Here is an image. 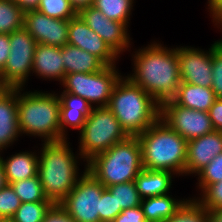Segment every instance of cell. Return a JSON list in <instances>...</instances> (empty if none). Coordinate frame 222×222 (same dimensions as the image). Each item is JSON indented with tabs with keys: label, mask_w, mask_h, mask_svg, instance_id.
I'll use <instances>...</instances> for the list:
<instances>
[{
	"label": "cell",
	"mask_w": 222,
	"mask_h": 222,
	"mask_svg": "<svg viewBox=\"0 0 222 222\" xmlns=\"http://www.w3.org/2000/svg\"><path fill=\"white\" fill-rule=\"evenodd\" d=\"M134 74L127 76L150 94L160 105L171 100L181 82L178 47L167 49L153 43L134 55Z\"/></svg>",
	"instance_id": "1"
},
{
	"label": "cell",
	"mask_w": 222,
	"mask_h": 222,
	"mask_svg": "<svg viewBox=\"0 0 222 222\" xmlns=\"http://www.w3.org/2000/svg\"><path fill=\"white\" fill-rule=\"evenodd\" d=\"M137 138L143 168L185 174L187 141L160 117Z\"/></svg>",
	"instance_id": "2"
},
{
	"label": "cell",
	"mask_w": 222,
	"mask_h": 222,
	"mask_svg": "<svg viewBox=\"0 0 222 222\" xmlns=\"http://www.w3.org/2000/svg\"><path fill=\"white\" fill-rule=\"evenodd\" d=\"M107 107L129 136H138L160 117V104L127 76L114 86Z\"/></svg>",
	"instance_id": "3"
},
{
	"label": "cell",
	"mask_w": 222,
	"mask_h": 222,
	"mask_svg": "<svg viewBox=\"0 0 222 222\" xmlns=\"http://www.w3.org/2000/svg\"><path fill=\"white\" fill-rule=\"evenodd\" d=\"M41 156H38V177L43 192L53 204H60L75 187L79 173L67 139L44 142Z\"/></svg>",
	"instance_id": "4"
},
{
	"label": "cell",
	"mask_w": 222,
	"mask_h": 222,
	"mask_svg": "<svg viewBox=\"0 0 222 222\" xmlns=\"http://www.w3.org/2000/svg\"><path fill=\"white\" fill-rule=\"evenodd\" d=\"M17 88L18 125L20 133L40 136L44 142L62 141L60 127V100L56 94L26 92Z\"/></svg>",
	"instance_id": "5"
},
{
	"label": "cell",
	"mask_w": 222,
	"mask_h": 222,
	"mask_svg": "<svg viewBox=\"0 0 222 222\" xmlns=\"http://www.w3.org/2000/svg\"><path fill=\"white\" fill-rule=\"evenodd\" d=\"M89 171L105 188L135 181L143 170L141 146L137 136L115 143L108 150L95 155L86 164Z\"/></svg>",
	"instance_id": "6"
},
{
	"label": "cell",
	"mask_w": 222,
	"mask_h": 222,
	"mask_svg": "<svg viewBox=\"0 0 222 222\" xmlns=\"http://www.w3.org/2000/svg\"><path fill=\"white\" fill-rule=\"evenodd\" d=\"M80 156L86 162L129 137L108 107H94L80 130Z\"/></svg>",
	"instance_id": "7"
},
{
	"label": "cell",
	"mask_w": 222,
	"mask_h": 222,
	"mask_svg": "<svg viewBox=\"0 0 222 222\" xmlns=\"http://www.w3.org/2000/svg\"><path fill=\"white\" fill-rule=\"evenodd\" d=\"M116 66H106L103 70L93 73L65 74L61 82L70 94L80 96L91 105L107 107L114 86L122 77L116 71Z\"/></svg>",
	"instance_id": "8"
},
{
	"label": "cell",
	"mask_w": 222,
	"mask_h": 222,
	"mask_svg": "<svg viewBox=\"0 0 222 222\" xmlns=\"http://www.w3.org/2000/svg\"><path fill=\"white\" fill-rule=\"evenodd\" d=\"M37 42L25 29L10 34V54L4 69L0 72L6 88H23L32 71L33 58Z\"/></svg>",
	"instance_id": "9"
},
{
	"label": "cell",
	"mask_w": 222,
	"mask_h": 222,
	"mask_svg": "<svg viewBox=\"0 0 222 222\" xmlns=\"http://www.w3.org/2000/svg\"><path fill=\"white\" fill-rule=\"evenodd\" d=\"M105 187L84 170L75 187L60 206L76 222H100V197Z\"/></svg>",
	"instance_id": "10"
},
{
	"label": "cell",
	"mask_w": 222,
	"mask_h": 222,
	"mask_svg": "<svg viewBox=\"0 0 222 222\" xmlns=\"http://www.w3.org/2000/svg\"><path fill=\"white\" fill-rule=\"evenodd\" d=\"M160 118L186 141L215 131L208 112L185 108L172 100L160 105Z\"/></svg>",
	"instance_id": "11"
},
{
	"label": "cell",
	"mask_w": 222,
	"mask_h": 222,
	"mask_svg": "<svg viewBox=\"0 0 222 222\" xmlns=\"http://www.w3.org/2000/svg\"><path fill=\"white\" fill-rule=\"evenodd\" d=\"M216 41L206 53L195 48H178L181 82L212 87V50L220 42Z\"/></svg>",
	"instance_id": "12"
},
{
	"label": "cell",
	"mask_w": 222,
	"mask_h": 222,
	"mask_svg": "<svg viewBox=\"0 0 222 222\" xmlns=\"http://www.w3.org/2000/svg\"><path fill=\"white\" fill-rule=\"evenodd\" d=\"M69 20L52 18L37 10L25 11L24 28L38 44L63 47L68 41Z\"/></svg>",
	"instance_id": "13"
},
{
	"label": "cell",
	"mask_w": 222,
	"mask_h": 222,
	"mask_svg": "<svg viewBox=\"0 0 222 222\" xmlns=\"http://www.w3.org/2000/svg\"><path fill=\"white\" fill-rule=\"evenodd\" d=\"M77 14L117 55L129 47L130 37L124 23L107 18L93 6L83 8Z\"/></svg>",
	"instance_id": "14"
},
{
	"label": "cell",
	"mask_w": 222,
	"mask_h": 222,
	"mask_svg": "<svg viewBox=\"0 0 222 222\" xmlns=\"http://www.w3.org/2000/svg\"><path fill=\"white\" fill-rule=\"evenodd\" d=\"M67 44L91 53L106 66L115 65L114 63L119 57L96 32L88 27L78 14L69 20Z\"/></svg>",
	"instance_id": "15"
},
{
	"label": "cell",
	"mask_w": 222,
	"mask_h": 222,
	"mask_svg": "<svg viewBox=\"0 0 222 222\" xmlns=\"http://www.w3.org/2000/svg\"><path fill=\"white\" fill-rule=\"evenodd\" d=\"M220 153H222V132L220 131H213L187 141L185 175L198 173Z\"/></svg>",
	"instance_id": "16"
},
{
	"label": "cell",
	"mask_w": 222,
	"mask_h": 222,
	"mask_svg": "<svg viewBox=\"0 0 222 222\" xmlns=\"http://www.w3.org/2000/svg\"><path fill=\"white\" fill-rule=\"evenodd\" d=\"M19 134L17 89L7 88L0 94V152L13 143Z\"/></svg>",
	"instance_id": "17"
},
{
	"label": "cell",
	"mask_w": 222,
	"mask_h": 222,
	"mask_svg": "<svg viewBox=\"0 0 222 222\" xmlns=\"http://www.w3.org/2000/svg\"><path fill=\"white\" fill-rule=\"evenodd\" d=\"M33 73L41 78L64 80L65 68L62 61V48L51 45L37 44L35 48Z\"/></svg>",
	"instance_id": "18"
},
{
	"label": "cell",
	"mask_w": 222,
	"mask_h": 222,
	"mask_svg": "<svg viewBox=\"0 0 222 222\" xmlns=\"http://www.w3.org/2000/svg\"><path fill=\"white\" fill-rule=\"evenodd\" d=\"M60 100L61 134L66 138L65 129L68 126L81 130L93 106L80 96L62 92Z\"/></svg>",
	"instance_id": "19"
},
{
	"label": "cell",
	"mask_w": 222,
	"mask_h": 222,
	"mask_svg": "<svg viewBox=\"0 0 222 222\" xmlns=\"http://www.w3.org/2000/svg\"><path fill=\"white\" fill-rule=\"evenodd\" d=\"M216 99L211 87L180 82L177 93L171 100L185 108L208 112Z\"/></svg>",
	"instance_id": "20"
},
{
	"label": "cell",
	"mask_w": 222,
	"mask_h": 222,
	"mask_svg": "<svg viewBox=\"0 0 222 222\" xmlns=\"http://www.w3.org/2000/svg\"><path fill=\"white\" fill-rule=\"evenodd\" d=\"M62 48V61L65 74L93 73L103 70L106 65L91 53L69 44Z\"/></svg>",
	"instance_id": "21"
},
{
	"label": "cell",
	"mask_w": 222,
	"mask_h": 222,
	"mask_svg": "<svg viewBox=\"0 0 222 222\" xmlns=\"http://www.w3.org/2000/svg\"><path fill=\"white\" fill-rule=\"evenodd\" d=\"M172 172L143 170L135 178L137 191L142 199L169 194L172 183Z\"/></svg>",
	"instance_id": "22"
},
{
	"label": "cell",
	"mask_w": 222,
	"mask_h": 222,
	"mask_svg": "<svg viewBox=\"0 0 222 222\" xmlns=\"http://www.w3.org/2000/svg\"><path fill=\"white\" fill-rule=\"evenodd\" d=\"M7 183L35 177L38 173V157L34 152H21L12 155L7 160L0 156Z\"/></svg>",
	"instance_id": "23"
},
{
	"label": "cell",
	"mask_w": 222,
	"mask_h": 222,
	"mask_svg": "<svg viewBox=\"0 0 222 222\" xmlns=\"http://www.w3.org/2000/svg\"><path fill=\"white\" fill-rule=\"evenodd\" d=\"M184 201H177L166 194L142 199L141 207L147 222H163L174 215Z\"/></svg>",
	"instance_id": "24"
},
{
	"label": "cell",
	"mask_w": 222,
	"mask_h": 222,
	"mask_svg": "<svg viewBox=\"0 0 222 222\" xmlns=\"http://www.w3.org/2000/svg\"><path fill=\"white\" fill-rule=\"evenodd\" d=\"M25 11L11 0H0V33L11 34L24 28Z\"/></svg>",
	"instance_id": "25"
},
{
	"label": "cell",
	"mask_w": 222,
	"mask_h": 222,
	"mask_svg": "<svg viewBox=\"0 0 222 222\" xmlns=\"http://www.w3.org/2000/svg\"><path fill=\"white\" fill-rule=\"evenodd\" d=\"M134 0H94L93 7L107 18L124 23L128 27V20Z\"/></svg>",
	"instance_id": "26"
},
{
	"label": "cell",
	"mask_w": 222,
	"mask_h": 222,
	"mask_svg": "<svg viewBox=\"0 0 222 222\" xmlns=\"http://www.w3.org/2000/svg\"><path fill=\"white\" fill-rule=\"evenodd\" d=\"M163 222H208L207 209L197 199H186L175 214Z\"/></svg>",
	"instance_id": "27"
},
{
	"label": "cell",
	"mask_w": 222,
	"mask_h": 222,
	"mask_svg": "<svg viewBox=\"0 0 222 222\" xmlns=\"http://www.w3.org/2000/svg\"><path fill=\"white\" fill-rule=\"evenodd\" d=\"M21 202L50 201L46 198L40 179L37 176L10 183Z\"/></svg>",
	"instance_id": "28"
},
{
	"label": "cell",
	"mask_w": 222,
	"mask_h": 222,
	"mask_svg": "<svg viewBox=\"0 0 222 222\" xmlns=\"http://www.w3.org/2000/svg\"><path fill=\"white\" fill-rule=\"evenodd\" d=\"M115 197L117 208L128 209L141 205L142 198L137 191L135 181L106 187Z\"/></svg>",
	"instance_id": "29"
},
{
	"label": "cell",
	"mask_w": 222,
	"mask_h": 222,
	"mask_svg": "<svg viewBox=\"0 0 222 222\" xmlns=\"http://www.w3.org/2000/svg\"><path fill=\"white\" fill-rule=\"evenodd\" d=\"M54 204L51 201L23 202L13 215L15 222H43Z\"/></svg>",
	"instance_id": "30"
},
{
	"label": "cell",
	"mask_w": 222,
	"mask_h": 222,
	"mask_svg": "<svg viewBox=\"0 0 222 222\" xmlns=\"http://www.w3.org/2000/svg\"><path fill=\"white\" fill-rule=\"evenodd\" d=\"M36 10L46 16L62 20H70L77 15L69 0H40Z\"/></svg>",
	"instance_id": "31"
},
{
	"label": "cell",
	"mask_w": 222,
	"mask_h": 222,
	"mask_svg": "<svg viewBox=\"0 0 222 222\" xmlns=\"http://www.w3.org/2000/svg\"><path fill=\"white\" fill-rule=\"evenodd\" d=\"M199 188L202 192L211 184L222 181V153L202 168L198 173Z\"/></svg>",
	"instance_id": "32"
},
{
	"label": "cell",
	"mask_w": 222,
	"mask_h": 222,
	"mask_svg": "<svg viewBox=\"0 0 222 222\" xmlns=\"http://www.w3.org/2000/svg\"><path fill=\"white\" fill-rule=\"evenodd\" d=\"M21 204L10 184L0 189V219L12 218Z\"/></svg>",
	"instance_id": "33"
},
{
	"label": "cell",
	"mask_w": 222,
	"mask_h": 222,
	"mask_svg": "<svg viewBox=\"0 0 222 222\" xmlns=\"http://www.w3.org/2000/svg\"><path fill=\"white\" fill-rule=\"evenodd\" d=\"M122 210V208H117V202L111 192L104 188L100 197V222H112Z\"/></svg>",
	"instance_id": "34"
},
{
	"label": "cell",
	"mask_w": 222,
	"mask_h": 222,
	"mask_svg": "<svg viewBox=\"0 0 222 222\" xmlns=\"http://www.w3.org/2000/svg\"><path fill=\"white\" fill-rule=\"evenodd\" d=\"M212 90L222 98V40L212 50Z\"/></svg>",
	"instance_id": "35"
},
{
	"label": "cell",
	"mask_w": 222,
	"mask_h": 222,
	"mask_svg": "<svg viewBox=\"0 0 222 222\" xmlns=\"http://www.w3.org/2000/svg\"><path fill=\"white\" fill-rule=\"evenodd\" d=\"M202 193L198 201L206 209L222 208V181L209 185Z\"/></svg>",
	"instance_id": "36"
},
{
	"label": "cell",
	"mask_w": 222,
	"mask_h": 222,
	"mask_svg": "<svg viewBox=\"0 0 222 222\" xmlns=\"http://www.w3.org/2000/svg\"><path fill=\"white\" fill-rule=\"evenodd\" d=\"M112 222H147L141 205L122 210Z\"/></svg>",
	"instance_id": "37"
},
{
	"label": "cell",
	"mask_w": 222,
	"mask_h": 222,
	"mask_svg": "<svg viewBox=\"0 0 222 222\" xmlns=\"http://www.w3.org/2000/svg\"><path fill=\"white\" fill-rule=\"evenodd\" d=\"M43 222H76L73 220L67 212L60 206V204H54L50 210L46 213Z\"/></svg>",
	"instance_id": "38"
},
{
	"label": "cell",
	"mask_w": 222,
	"mask_h": 222,
	"mask_svg": "<svg viewBox=\"0 0 222 222\" xmlns=\"http://www.w3.org/2000/svg\"><path fill=\"white\" fill-rule=\"evenodd\" d=\"M215 131L222 132V98H217L208 111Z\"/></svg>",
	"instance_id": "39"
},
{
	"label": "cell",
	"mask_w": 222,
	"mask_h": 222,
	"mask_svg": "<svg viewBox=\"0 0 222 222\" xmlns=\"http://www.w3.org/2000/svg\"><path fill=\"white\" fill-rule=\"evenodd\" d=\"M10 54V34L0 33V72L4 69Z\"/></svg>",
	"instance_id": "40"
},
{
	"label": "cell",
	"mask_w": 222,
	"mask_h": 222,
	"mask_svg": "<svg viewBox=\"0 0 222 222\" xmlns=\"http://www.w3.org/2000/svg\"><path fill=\"white\" fill-rule=\"evenodd\" d=\"M208 6L215 24L222 25V0H208Z\"/></svg>",
	"instance_id": "41"
},
{
	"label": "cell",
	"mask_w": 222,
	"mask_h": 222,
	"mask_svg": "<svg viewBox=\"0 0 222 222\" xmlns=\"http://www.w3.org/2000/svg\"><path fill=\"white\" fill-rule=\"evenodd\" d=\"M16 3L24 10H36L39 6L40 0H17Z\"/></svg>",
	"instance_id": "42"
},
{
	"label": "cell",
	"mask_w": 222,
	"mask_h": 222,
	"mask_svg": "<svg viewBox=\"0 0 222 222\" xmlns=\"http://www.w3.org/2000/svg\"><path fill=\"white\" fill-rule=\"evenodd\" d=\"M71 6L78 13L81 9L87 8L93 5L94 0H69Z\"/></svg>",
	"instance_id": "43"
},
{
	"label": "cell",
	"mask_w": 222,
	"mask_h": 222,
	"mask_svg": "<svg viewBox=\"0 0 222 222\" xmlns=\"http://www.w3.org/2000/svg\"><path fill=\"white\" fill-rule=\"evenodd\" d=\"M208 222H222V208L221 209H207Z\"/></svg>",
	"instance_id": "44"
},
{
	"label": "cell",
	"mask_w": 222,
	"mask_h": 222,
	"mask_svg": "<svg viewBox=\"0 0 222 222\" xmlns=\"http://www.w3.org/2000/svg\"><path fill=\"white\" fill-rule=\"evenodd\" d=\"M7 184L8 183H7V180H6L4 168H3L2 162L0 161V189L5 187Z\"/></svg>",
	"instance_id": "45"
},
{
	"label": "cell",
	"mask_w": 222,
	"mask_h": 222,
	"mask_svg": "<svg viewBox=\"0 0 222 222\" xmlns=\"http://www.w3.org/2000/svg\"><path fill=\"white\" fill-rule=\"evenodd\" d=\"M6 89H7V88L3 85V82H2L1 77H0V94H1L2 92H4Z\"/></svg>",
	"instance_id": "46"
},
{
	"label": "cell",
	"mask_w": 222,
	"mask_h": 222,
	"mask_svg": "<svg viewBox=\"0 0 222 222\" xmlns=\"http://www.w3.org/2000/svg\"><path fill=\"white\" fill-rule=\"evenodd\" d=\"M0 222H15L12 218L0 219Z\"/></svg>",
	"instance_id": "47"
}]
</instances>
